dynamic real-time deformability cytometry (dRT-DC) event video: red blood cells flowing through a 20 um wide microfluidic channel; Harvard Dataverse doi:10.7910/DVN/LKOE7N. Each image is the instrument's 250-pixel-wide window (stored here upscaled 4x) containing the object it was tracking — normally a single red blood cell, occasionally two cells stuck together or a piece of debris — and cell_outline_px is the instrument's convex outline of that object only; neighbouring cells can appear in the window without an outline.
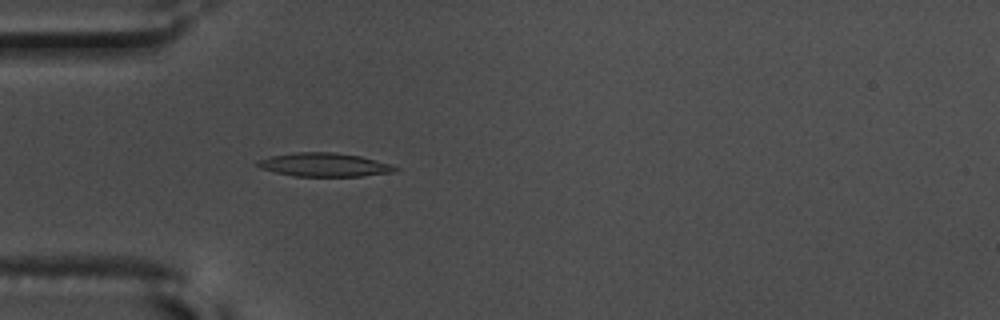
{"species": "common noctule bat (a hibernating species)", "species_latin": "Nyctalus noctula", "temperature_condition": "warm", "stored_images_in_passage": 56, "camera_frame_rate_fps": 3000, "um_per_image_px": 0.085, "animal": {"sex": "male", "body_mass_g": 17.5, "forearm_length_mm": 52.3}, "frame": {"image": 1, "passage_image": 17, "time_ms": 5.333, "image_size_px": [1000, 320], "cell_outline_px": [[400, 168], [396, 172], [364, 176], [292, 176], [260, 168], [256, 164], [256, 160], [268, 156], [296, 152], [332, 152], [360, 156], [392, 164]], "centroid_in_image_um": [27.58, 14.0], "position_along_channel_um": 57.4, "area_um2": 19.13}}
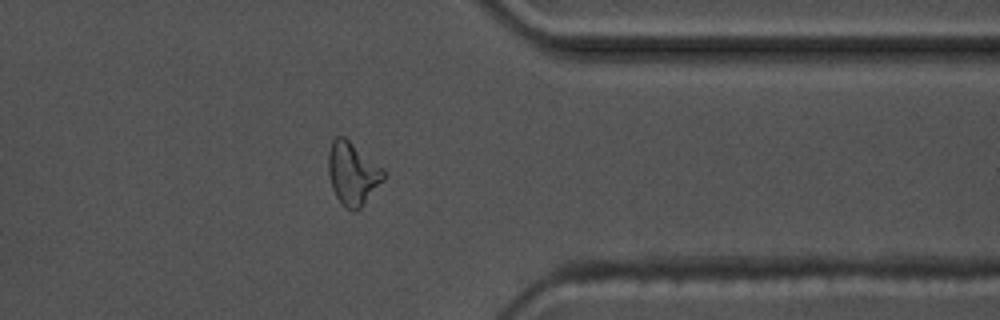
{"frame": {"image": 2, "passage_image": 45, "time_ms": 14.667, "image_size_px": [1000, 320], "cell_outline_px": [[384, 180], [364, 204], [356, 212], [352, 212], [344, 208], [336, 196], [332, 188], [328, 172], [328, 152], [332, 140], [336, 136], [344, 136], [384, 168]], "centroid_in_image_um": [29.97, 14.76], "position_along_channel_um": 381.4, "area_um2": 20.46}}
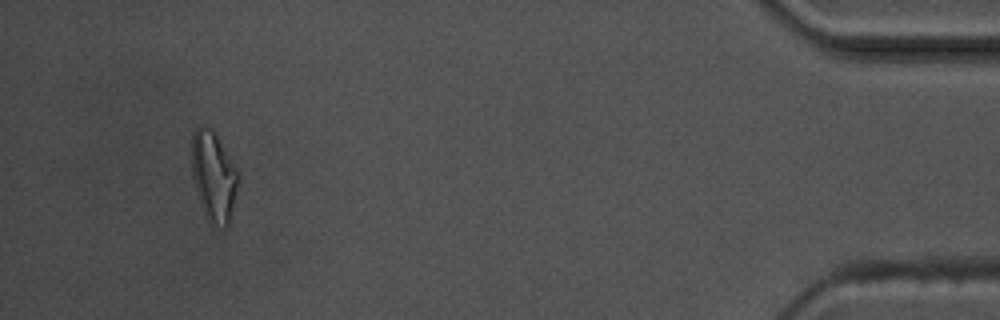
{"frame": {"image": 3, "passage_image": 53, "time_ms": 17.333, "image_size_px": [1000, 320], "cell_outline_px": [[240, 172], [236, 192], [228, 224], [224, 228], [212, 224], [208, 220], [204, 212], [196, 188], [192, 172], [192, 132], [196, 128], [212, 128]], "centroid_in_image_um": [18.18, 14.97], "position_along_channel_um": 417.0, "area_um2": 23.93}, "authors_computed_cell_mechanics": {"area_um2": 18.1492, "velocity_mm_per_s": 3.6213, "shape_relaxation_time_tau1_ms": 3.4535, "shape_relaxation_time_tau2_ms": 2.8328, "deformation_change_tau1": 0.1891, "deformation_change_tau2": 0.1297}}